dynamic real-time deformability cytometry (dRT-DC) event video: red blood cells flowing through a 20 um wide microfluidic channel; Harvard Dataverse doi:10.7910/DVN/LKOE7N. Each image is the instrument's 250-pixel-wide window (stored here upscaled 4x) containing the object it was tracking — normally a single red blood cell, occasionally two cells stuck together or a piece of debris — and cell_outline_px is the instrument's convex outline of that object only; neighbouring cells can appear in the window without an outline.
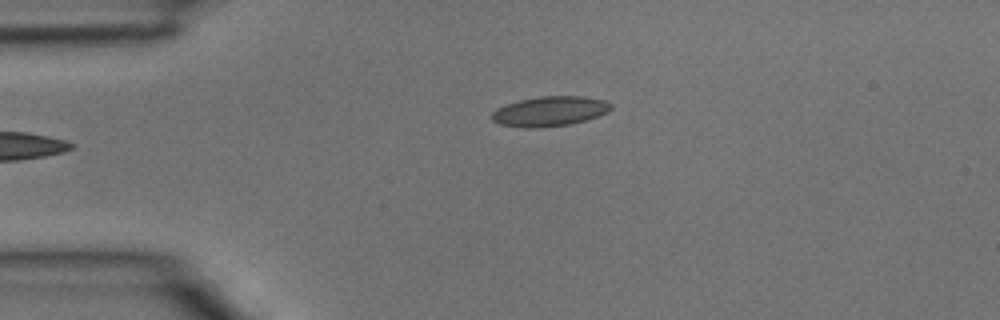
{"species": "common noctule bat (a hibernating species)", "species_latin": "Nyctalus noctula", "temperature_condition": "room temperature", "stored_images_in_passage": 2, "camera_frame_rate_fps": 3000, "um_per_image_px": 0.085, "animal": {"sex": "male", "body_mass_g": 15.6}, "frame": {"image": 1, "passage_image": 1, "time_ms": 0.0, "image_size_px": [1000, 320], "cell_outline_px": [[612, 108], [608, 112], [572, 124], [540, 128], [524, 128], [500, 124], [492, 120], [492, 112], [496, 108], [520, 100], [540, 96], [584, 96], [604, 100], [612, 104]], "centroid_in_image_um": [46.73, 9.46], "position_along_channel_um": 38.3, "area_um2": 20.75}}